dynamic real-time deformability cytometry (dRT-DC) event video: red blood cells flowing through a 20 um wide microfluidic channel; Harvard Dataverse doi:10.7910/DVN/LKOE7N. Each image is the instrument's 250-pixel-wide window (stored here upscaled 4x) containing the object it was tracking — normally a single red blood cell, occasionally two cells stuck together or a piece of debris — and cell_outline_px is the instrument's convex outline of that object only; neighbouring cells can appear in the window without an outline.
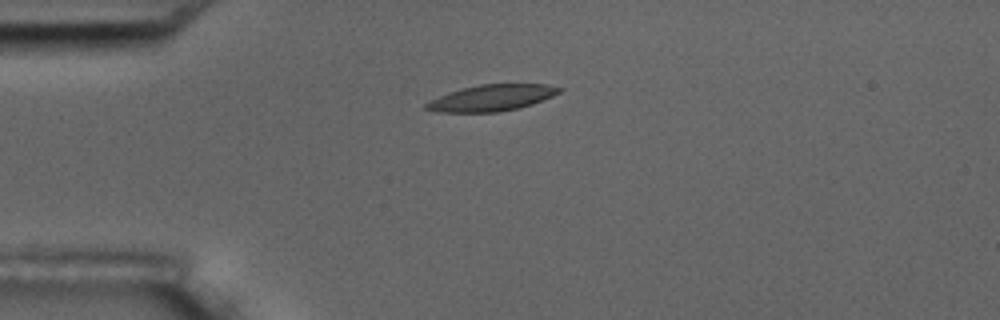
{"species": "common noctule bat (a hibernating species)", "species_latin": "Nyctalus noctula", "temperature_condition": "room temperature", "stored_images_in_passage": 8, "camera_frame_rate_fps": 3000, "um_per_image_px": 0.085, "animal": {"sex": "male", "body_mass_g": 17.5, "forearm_length_mm": 52.3}, "frame": {"image": 1, "passage_image": 1, "time_ms": 0.0, "image_size_px": [1000, 320], "cell_outline_px": [[564, 88], [560, 92], [552, 96], [532, 104], [520, 108], [500, 112], [440, 112], [424, 108], [424, 104], [448, 92], [460, 88], [480, 84], [548, 84]], "centroid_in_image_um": [41.82, 8.31], "position_along_channel_um": 43.2, "area_um2": 20.4}}
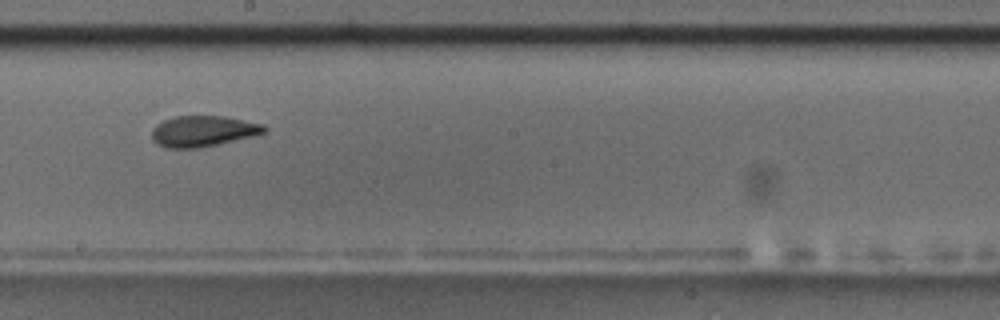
{"frame": {"image": 2, "passage_image": 6, "time_ms": 6.0, "image_size_px": [1000, 320], "cell_outline_px": [[268, 128], [264, 132], [252, 136], [216, 144], [196, 148], [168, 148], [156, 144], [152, 140], [152, 128], [156, 124], [164, 120], [176, 116], [224, 116], [264, 124]], "centroid_in_image_um": [17.23, 11.14], "position_along_channel_um": 231.0, "area_um2": 20.11}}
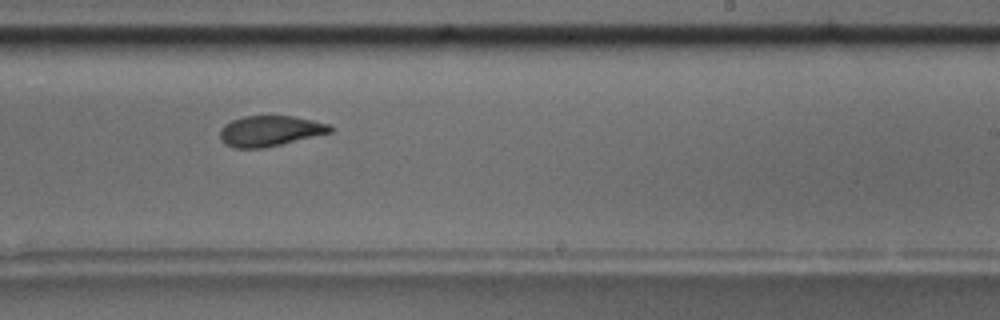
{"frame": {"image": 3, "passage_image": 7, "time_ms": 7.0, "image_size_px": [1000, 320], "cell_outline_px": [[336, 128], [332, 132], [264, 148], [236, 148], [224, 144], [220, 140], [220, 132], [232, 120], [244, 116], [292, 116], [312, 120], [328, 124]], "centroid_in_image_um": [22.98, 11.14], "position_along_channel_um": 266.0, "area_um2": 19.42}}